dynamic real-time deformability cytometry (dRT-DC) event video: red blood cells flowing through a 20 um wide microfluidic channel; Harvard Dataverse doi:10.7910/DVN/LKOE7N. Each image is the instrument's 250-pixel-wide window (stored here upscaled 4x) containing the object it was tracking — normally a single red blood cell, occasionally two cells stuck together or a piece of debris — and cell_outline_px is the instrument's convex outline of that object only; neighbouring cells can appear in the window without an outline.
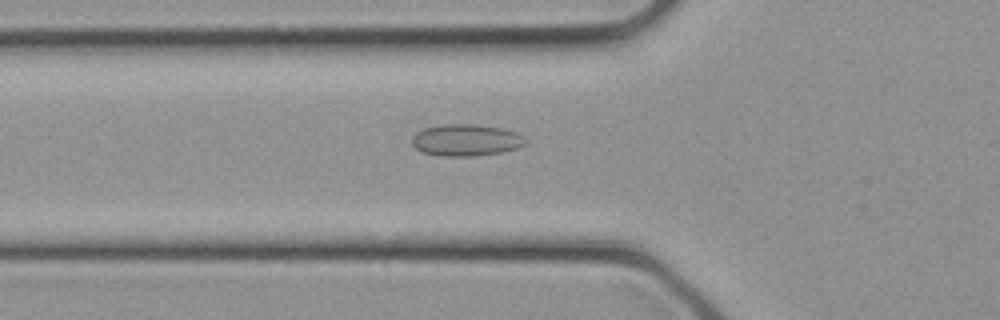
{"species": "common noctule bat (a hibernating species)", "species_latin": "Nyctalus noctula", "temperature_condition": "cold", "stored_images_in_passage": 17, "camera_frame_rate_fps": 3000, "um_per_image_px": 0.085, "animal": {"sex": "female", "body_mass_g": 21.9}, "frame": {"image": 1, "passage_image": 5, "time_ms": 1.333, "image_size_px": [1000, 320], "cell_outline_px": [[528, 144], [520, 148], [504, 152], [476, 156], [440, 156], [424, 152], [416, 148], [412, 144], [412, 136], [416, 132], [424, 128], [444, 124], [468, 124], [500, 128], [516, 132], [524, 136], [528, 140]], "centroid_in_image_um": [39.67, 11.92], "position_along_channel_um": 86.1, "area_um2": 21.21}}
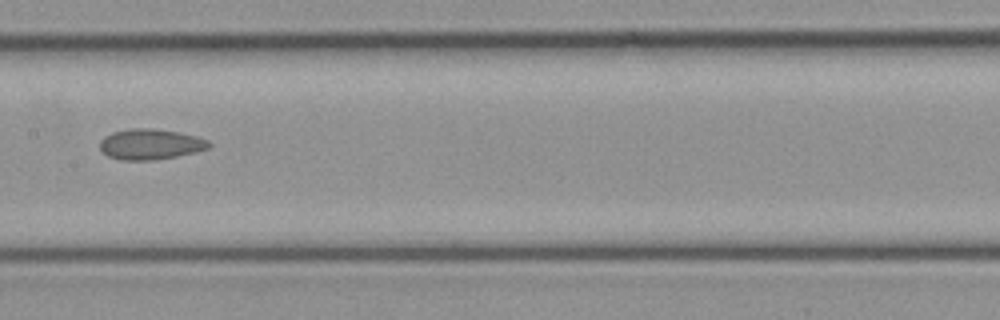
{"frame": {"image": 2, "passage_image": 10, "time_ms": 3.0, "image_size_px": [1000, 320], "cell_outline_px": [[212, 148], [196, 152], [176, 156], [152, 160], [120, 160], [108, 156], [100, 148], [100, 140], [104, 136], [112, 132], [128, 128], [152, 128], [180, 132], [196, 136], [208, 140], [212, 144]], "centroid_in_image_um": [12.81, 12.25], "position_along_channel_um": 194.6, "area_um2": 19.65}}
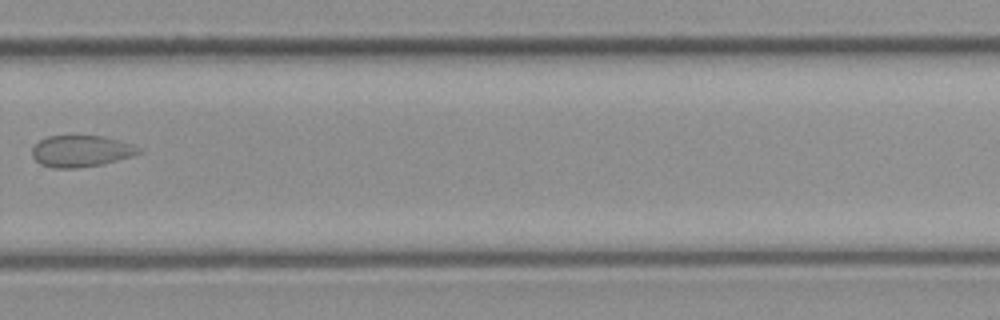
{"frame": {"image": 3, "passage_image": 16, "time_ms": 5.0, "image_size_px": [1000, 320], "cell_outline_px": [[140, 152], [132, 156], [104, 164], [76, 168], [52, 168], [40, 164], [32, 156], [32, 148], [40, 140], [48, 136], [104, 136], [120, 140], [132, 144], [140, 148]], "centroid_in_image_um": [6.89, 12.85], "position_along_channel_um": 322.9, "area_um2": 19.59}}